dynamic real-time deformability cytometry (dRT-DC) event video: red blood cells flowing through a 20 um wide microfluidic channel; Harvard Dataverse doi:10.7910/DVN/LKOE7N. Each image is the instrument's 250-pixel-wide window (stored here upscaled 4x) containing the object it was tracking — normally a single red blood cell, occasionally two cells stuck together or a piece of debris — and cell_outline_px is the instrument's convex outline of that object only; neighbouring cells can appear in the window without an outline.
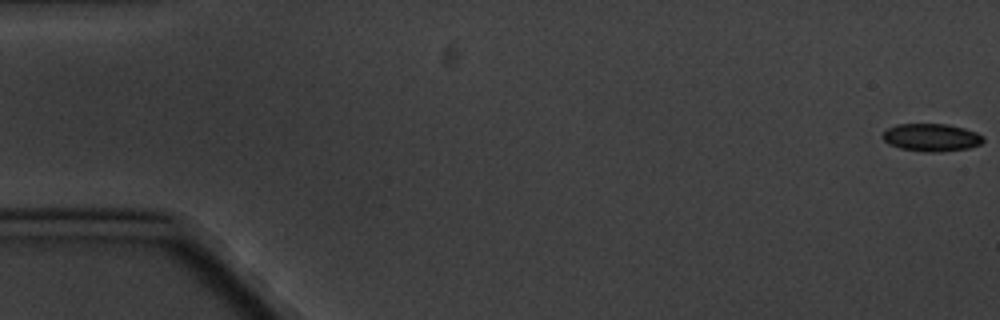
{"species": "common noctule bat (a hibernating species)", "species_latin": "Nyctalus noctula", "temperature_condition": "cold", "stored_images_in_passage": 7, "segment_of_instrument_passage": [1, 2], "camera_frame_rate_fps": 3000, "um_per_image_px": 0.085, "animal": {"sex": "male", "body_mass_g": 20.1, "forearm_length_mm": 53.5}, "frame": {"image": 1, "passage_image": 1, "time_ms": 0.0, "image_size_px": [1000, 320], "cell_outline_px": [[984, 140], [980, 144], [968, 148], [940, 152], [928, 152], [900, 148], [888, 144], [880, 136], [888, 128], [896, 124], [948, 124], [964, 128], [976, 132], [984, 136]], "centroid_in_image_um": [79.16, 11.68], "position_along_channel_um": 5.8, "area_um2": 16.3}}
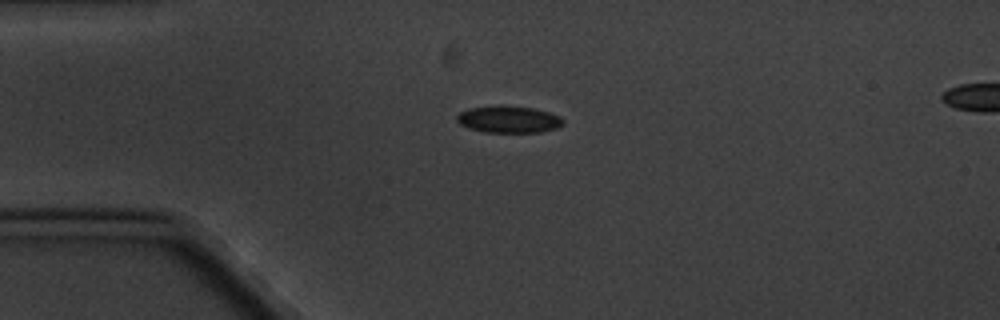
{"frame": {"image": 2, "passage_image": 5, "time_ms": 4.667, "image_size_px": [1000, 320], "cell_outline_px": [[564, 124], [556, 128], [540, 132], [484, 132], [468, 128], [460, 124], [456, 120], [456, 116], [460, 112], [468, 108], [496, 104], [504, 104], [532, 108], [548, 112], [560, 116], [564, 120]], "centroid_in_image_um": [43.21, 10.12], "position_along_channel_um": 41.8, "area_um2": 16.99}}